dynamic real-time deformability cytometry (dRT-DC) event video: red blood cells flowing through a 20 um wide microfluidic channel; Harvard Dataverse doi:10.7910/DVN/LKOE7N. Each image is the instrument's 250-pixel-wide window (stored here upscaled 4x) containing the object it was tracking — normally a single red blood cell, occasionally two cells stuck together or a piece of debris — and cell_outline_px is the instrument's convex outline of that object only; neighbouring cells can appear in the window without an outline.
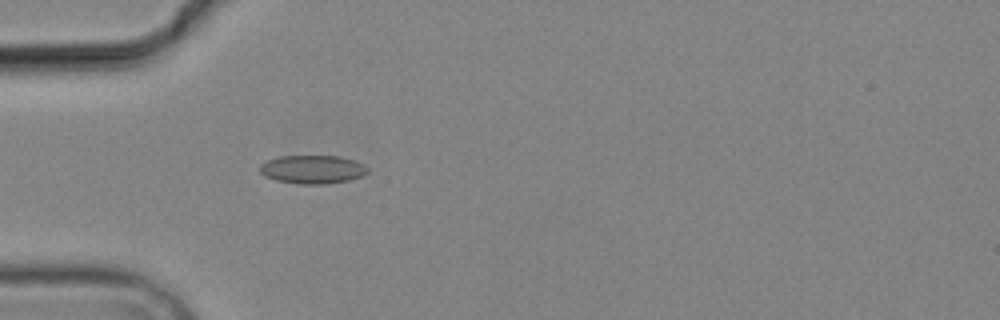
{"species": "common noctule bat (a hibernating species)", "species_latin": "Nyctalus noctula", "temperature_condition": "cold", "stored_images_in_passage": 5, "camera_frame_rate_fps": 3000, "um_per_image_px": 0.085, "animal": {"sex": "male", "body_mass_g": 19.2, "forearm_length_mm": 51.8}, "frame": {"image": 1, "passage_image": 5, "time_ms": 4.667, "image_size_px": [1000, 320], "cell_outline_px": [[368, 172], [360, 176], [348, 180], [324, 184], [300, 184], [276, 180], [264, 176], [260, 172], [260, 164], [268, 160], [280, 156], [340, 156], [356, 160], [364, 164], [368, 168]], "centroid_in_image_um": [26.57, 14.39], "position_along_channel_um": 58.4, "area_um2": 17.86}}